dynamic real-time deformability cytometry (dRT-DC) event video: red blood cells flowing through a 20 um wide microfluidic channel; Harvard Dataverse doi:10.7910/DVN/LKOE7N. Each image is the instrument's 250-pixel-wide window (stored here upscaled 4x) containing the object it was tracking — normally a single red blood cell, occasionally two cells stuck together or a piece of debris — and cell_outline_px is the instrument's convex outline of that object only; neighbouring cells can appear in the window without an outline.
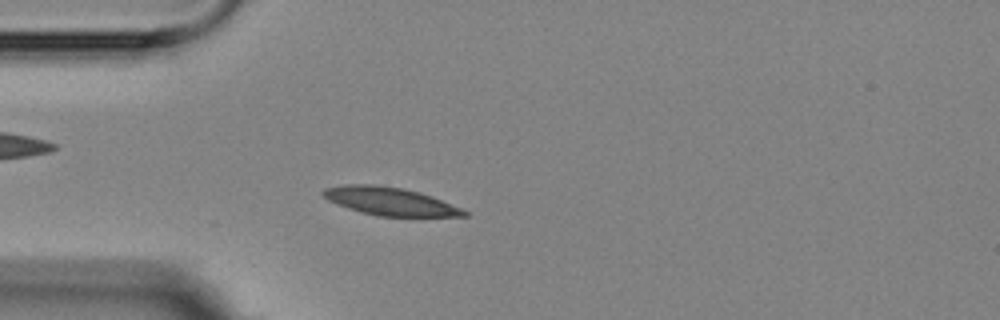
{"species": "Egyptian fruit bat (a non-hibernating species)", "species_latin": "Rousettus aegyptiacus", "temperature_condition": "room temperature", "stored_images_in_passage": 3, "camera_frame_rate_fps": 3000, "um_per_image_px": 0.085, "animal": {"sex": "female"}, "frame": {"image": 1, "passage_image": 3, "time_ms": 3.333, "image_size_px": [1000, 320], "cell_outline_px": [[468, 216], [376, 216], [360, 212], [348, 208], [328, 200], [320, 192], [324, 188], [348, 184], [372, 184], [400, 188], [420, 192], [432, 196], [460, 208], [468, 212]], "centroid_in_image_um": [33.12, 17.11], "position_along_channel_um": 51.9, "area_um2": 22.77}}